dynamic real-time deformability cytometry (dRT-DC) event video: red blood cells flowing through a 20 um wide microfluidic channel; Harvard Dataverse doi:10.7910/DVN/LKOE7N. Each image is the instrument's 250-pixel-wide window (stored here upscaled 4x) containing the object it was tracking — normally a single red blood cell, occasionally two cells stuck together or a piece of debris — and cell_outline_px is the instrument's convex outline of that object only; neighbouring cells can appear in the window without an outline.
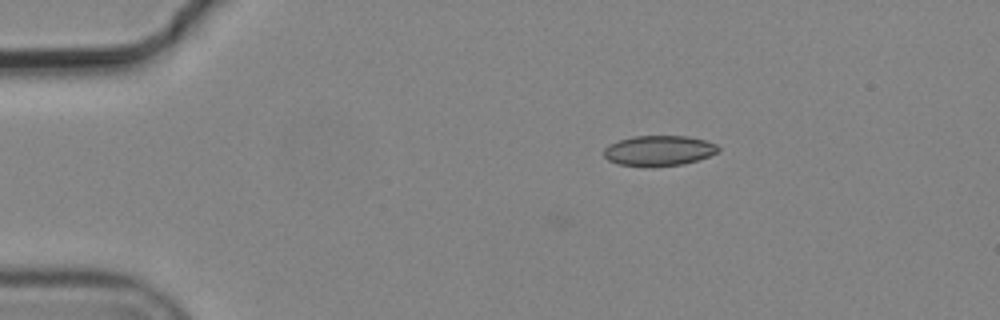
{"species": "common noctule bat (a hibernating species)", "species_latin": "Nyctalus noctula", "temperature_condition": "cold", "stored_images_in_passage": 5, "camera_frame_rate_fps": 3000, "um_per_image_px": 0.085, "animal": {"sex": "male", "body_mass_g": 19.2, "forearm_length_mm": 51.8}, "frame": {"image": 1, "passage_image": 5, "time_ms": 1.333, "image_size_px": [1000, 320], "cell_outline_px": [[720, 148], [716, 152], [708, 156], [684, 164], [648, 168], [644, 168], [616, 164], [608, 160], [604, 156], [604, 148], [608, 144], [632, 136], [688, 136], [704, 140], [716, 144]], "centroid_in_image_um": [55.95, 12.83], "position_along_channel_um": 29.1, "area_um2": 20.52}}